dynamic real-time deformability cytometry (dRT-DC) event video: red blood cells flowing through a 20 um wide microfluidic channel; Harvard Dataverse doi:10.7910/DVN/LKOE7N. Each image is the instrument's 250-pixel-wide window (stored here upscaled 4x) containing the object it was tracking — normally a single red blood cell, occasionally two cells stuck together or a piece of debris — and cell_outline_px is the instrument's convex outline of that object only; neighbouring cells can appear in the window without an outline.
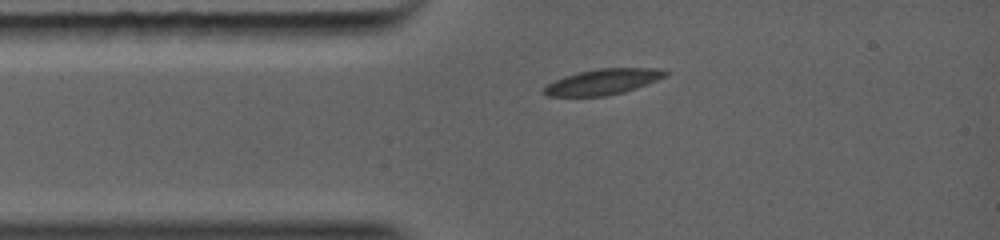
{"species": "common noctule bat (a hibernating species)", "species_latin": "Nyctalus noctula", "temperature_condition": "warm", "stored_images_in_passage": 29, "camera_frame_rate_fps": 5000, "um_per_image_px": 0.085, "animal": {"sex": "female", "body_mass_g": 19.0, "forearm_length_mm": 56.7}, "frame": {"image": 1, "passage_image": 1, "time_ms": 0.0, "image_size_px": [1000, 240], "cell_outline_px": [[668, 76], [636, 88], [624, 92], [608, 96], [548, 96], [544, 92], [544, 88], [548, 84], [564, 76], [596, 68], [660, 68], [668, 72]], "centroid_in_image_um": [51.3, 6.95], "position_along_channel_um": 33.7, "area_um2": 18.09}}
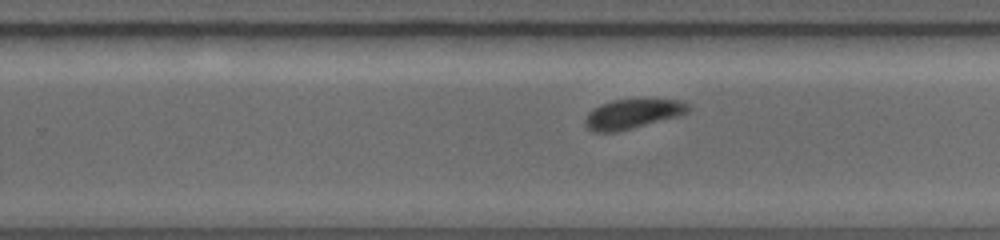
{"frame": {"image": 2, "passage_image": 19, "time_ms": 5.2, "image_size_px": [1000, 240], "cell_outline_px": [[692, 104], [684, 112], [624, 128], [592, 128], [588, 124], [588, 116], [600, 104], [612, 100], [688, 100]], "centroid_in_image_um": [53.89, 9.55], "position_along_channel_um": 275.9, "area_um2": 15.26}}
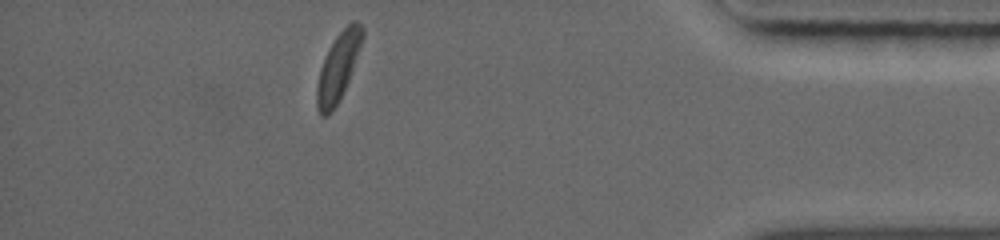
{"frame": {"image": 3, "passage_image": 29, "time_ms": 8.8, "image_size_px": [1000, 240], "cell_outline_px": [[364, 36], [348, 80], [336, 104], [324, 116], [320, 112], [316, 100], [316, 88], [320, 68], [336, 36], [352, 20], [356, 20], [364, 28]], "centroid_in_image_um": [28.76, 5.61], "position_along_channel_um": 406.4, "area_um2": 17.11}}